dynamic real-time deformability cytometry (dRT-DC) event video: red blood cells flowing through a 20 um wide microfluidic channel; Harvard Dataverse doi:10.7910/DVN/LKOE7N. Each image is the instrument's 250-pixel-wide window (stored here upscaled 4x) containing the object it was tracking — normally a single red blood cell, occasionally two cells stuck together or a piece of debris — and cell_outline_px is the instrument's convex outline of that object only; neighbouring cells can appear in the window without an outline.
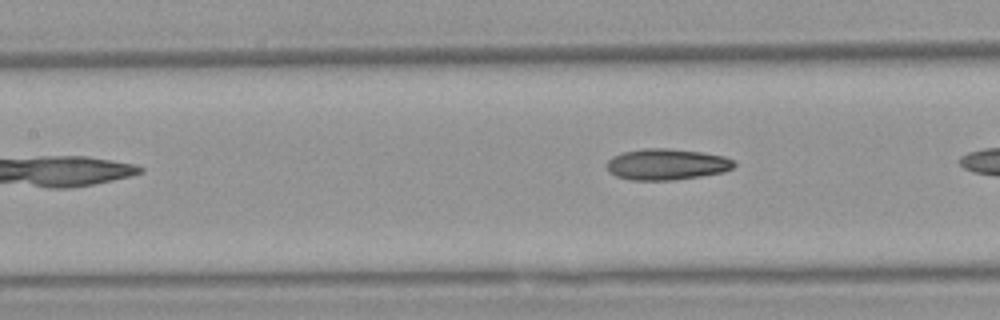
{"species": "Egyptian fruit bat (a non-hibernating species)", "species_latin": "Rousettus aegyptiacus", "temperature_condition": "warm", "stored_images_in_passage": 6, "camera_frame_rate_fps": 3000, "um_per_image_px": 0.085, "animal": {"sex": "female"}, "frame": {"image": 1, "passage_image": 6, "time_ms": 6.0, "image_size_px": [1000, 320], "cell_outline_px": [[736, 164], [732, 168], [724, 172], [676, 180], [632, 180], [616, 176], [608, 172], [608, 160], [612, 156], [624, 152], [644, 148], [668, 148], [700, 152], [724, 156], [736, 160]], "centroid_in_image_um": [56.69, 13.97], "position_along_channel_um": 150.7, "area_um2": 23.18}}